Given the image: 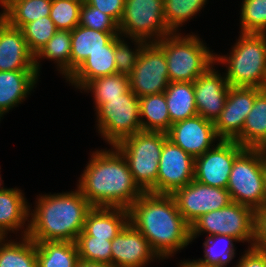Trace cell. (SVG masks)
I'll return each instance as SVG.
<instances>
[{"instance_id": "1", "label": "cell", "mask_w": 266, "mask_h": 267, "mask_svg": "<svg viewBox=\"0 0 266 267\" xmlns=\"http://www.w3.org/2000/svg\"><path fill=\"white\" fill-rule=\"evenodd\" d=\"M128 210L129 222L148 240L161 260L191 243L190 225L172 195L144 192Z\"/></svg>"}, {"instance_id": "2", "label": "cell", "mask_w": 266, "mask_h": 267, "mask_svg": "<svg viewBox=\"0 0 266 267\" xmlns=\"http://www.w3.org/2000/svg\"><path fill=\"white\" fill-rule=\"evenodd\" d=\"M78 181L77 189L93 207L129 209L144 193L115 146L93 151Z\"/></svg>"}, {"instance_id": "3", "label": "cell", "mask_w": 266, "mask_h": 267, "mask_svg": "<svg viewBox=\"0 0 266 267\" xmlns=\"http://www.w3.org/2000/svg\"><path fill=\"white\" fill-rule=\"evenodd\" d=\"M39 197V198H38ZM37 197L33 211L30 207L28 237L35 243L43 241L76 242L93 206L76 189Z\"/></svg>"}, {"instance_id": "4", "label": "cell", "mask_w": 266, "mask_h": 267, "mask_svg": "<svg viewBox=\"0 0 266 267\" xmlns=\"http://www.w3.org/2000/svg\"><path fill=\"white\" fill-rule=\"evenodd\" d=\"M231 49L227 56L215 54V63L227 68L229 86L266 89V34L240 32Z\"/></svg>"}, {"instance_id": "5", "label": "cell", "mask_w": 266, "mask_h": 267, "mask_svg": "<svg viewBox=\"0 0 266 267\" xmlns=\"http://www.w3.org/2000/svg\"><path fill=\"white\" fill-rule=\"evenodd\" d=\"M155 43L164 51L169 82H194L216 64L215 53L193 33H171Z\"/></svg>"}, {"instance_id": "6", "label": "cell", "mask_w": 266, "mask_h": 267, "mask_svg": "<svg viewBox=\"0 0 266 267\" xmlns=\"http://www.w3.org/2000/svg\"><path fill=\"white\" fill-rule=\"evenodd\" d=\"M226 189L232 202L255 211L266 206L265 151L245 148L234 160Z\"/></svg>"}, {"instance_id": "7", "label": "cell", "mask_w": 266, "mask_h": 267, "mask_svg": "<svg viewBox=\"0 0 266 267\" xmlns=\"http://www.w3.org/2000/svg\"><path fill=\"white\" fill-rule=\"evenodd\" d=\"M167 138V133L141 130L115 145L128 162L133 179L143 192H149L157 182L159 160Z\"/></svg>"}, {"instance_id": "8", "label": "cell", "mask_w": 266, "mask_h": 267, "mask_svg": "<svg viewBox=\"0 0 266 267\" xmlns=\"http://www.w3.org/2000/svg\"><path fill=\"white\" fill-rule=\"evenodd\" d=\"M256 211L248 206L231 202L219 210L200 216L190 225L191 242L201 234L209 236L227 235L239 242H255Z\"/></svg>"}, {"instance_id": "9", "label": "cell", "mask_w": 266, "mask_h": 267, "mask_svg": "<svg viewBox=\"0 0 266 267\" xmlns=\"http://www.w3.org/2000/svg\"><path fill=\"white\" fill-rule=\"evenodd\" d=\"M95 111L98 133L111 146L142 130L139 97L130 88L121 98L105 99Z\"/></svg>"}, {"instance_id": "10", "label": "cell", "mask_w": 266, "mask_h": 267, "mask_svg": "<svg viewBox=\"0 0 266 267\" xmlns=\"http://www.w3.org/2000/svg\"><path fill=\"white\" fill-rule=\"evenodd\" d=\"M118 25L122 37L139 38L147 43L172 33L164 19V0H125Z\"/></svg>"}, {"instance_id": "11", "label": "cell", "mask_w": 266, "mask_h": 267, "mask_svg": "<svg viewBox=\"0 0 266 267\" xmlns=\"http://www.w3.org/2000/svg\"><path fill=\"white\" fill-rule=\"evenodd\" d=\"M167 68L164 51L155 42L146 43L129 75L130 90L139 98L164 93L170 83Z\"/></svg>"}, {"instance_id": "12", "label": "cell", "mask_w": 266, "mask_h": 267, "mask_svg": "<svg viewBox=\"0 0 266 267\" xmlns=\"http://www.w3.org/2000/svg\"><path fill=\"white\" fill-rule=\"evenodd\" d=\"M194 167L195 158L167 138L159 160L157 182L149 192L172 195L194 179Z\"/></svg>"}, {"instance_id": "13", "label": "cell", "mask_w": 266, "mask_h": 267, "mask_svg": "<svg viewBox=\"0 0 266 267\" xmlns=\"http://www.w3.org/2000/svg\"><path fill=\"white\" fill-rule=\"evenodd\" d=\"M172 196L189 225L200 216L224 208L232 202L227 189L212 187L194 179L176 190Z\"/></svg>"}, {"instance_id": "14", "label": "cell", "mask_w": 266, "mask_h": 267, "mask_svg": "<svg viewBox=\"0 0 266 267\" xmlns=\"http://www.w3.org/2000/svg\"><path fill=\"white\" fill-rule=\"evenodd\" d=\"M244 149L235 140L218 141L214 147L195 158L194 180L226 189L234 160Z\"/></svg>"}, {"instance_id": "15", "label": "cell", "mask_w": 266, "mask_h": 267, "mask_svg": "<svg viewBox=\"0 0 266 267\" xmlns=\"http://www.w3.org/2000/svg\"><path fill=\"white\" fill-rule=\"evenodd\" d=\"M262 90L256 87L230 86L224 109L213 122L221 140H236L242 134V128L255 97Z\"/></svg>"}, {"instance_id": "16", "label": "cell", "mask_w": 266, "mask_h": 267, "mask_svg": "<svg viewBox=\"0 0 266 267\" xmlns=\"http://www.w3.org/2000/svg\"><path fill=\"white\" fill-rule=\"evenodd\" d=\"M167 137L193 158L201 156L215 146L213 143L221 140L213 121L199 115L173 123Z\"/></svg>"}, {"instance_id": "17", "label": "cell", "mask_w": 266, "mask_h": 267, "mask_svg": "<svg viewBox=\"0 0 266 267\" xmlns=\"http://www.w3.org/2000/svg\"><path fill=\"white\" fill-rule=\"evenodd\" d=\"M114 267H145L160 260L148 240L129 222L111 241Z\"/></svg>"}, {"instance_id": "18", "label": "cell", "mask_w": 266, "mask_h": 267, "mask_svg": "<svg viewBox=\"0 0 266 267\" xmlns=\"http://www.w3.org/2000/svg\"><path fill=\"white\" fill-rule=\"evenodd\" d=\"M193 87L197 114L214 122L224 109L230 88L224 73H219L212 65L193 82Z\"/></svg>"}, {"instance_id": "19", "label": "cell", "mask_w": 266, "mask_h": 267, "mask_svg": "<svg viewBox=\"0 0 266 267\" xmlns=\"http://www.w3.org/2000/svg\"><path fill=\"white\" fill-rule=\"evenodd\" d=\"M36 70L23 32L0 17V71Z\"/></svg>"}, {"instance_id": "20", "label": "cell", "mask_w": 266, "mask_h": 267, "mask_svg": "<svg viewBox=\"0 0 266 267\" xmlns=\"http://www.w3.org/2000/svg\"><path fill=\"white\" fill-rule=\"evenodd\" d=\"M30 206L24 193L18 188L0 190V236L7 237L8 232L21 231L22 237L29 232ZM27 221V224L25 223ZM26 224V225H25ZM24 226L26 228H24ZM25 230H24V229ZM11 231V232H10Z\"/></svg>"}, {"instance_id": "21", "label": "cell", "mask_w": 266, "mask_h": 267, "mask_svg": "<svg viewBox=\"0 0 266 267\" xmlns=\"http://www.w3.org/2000/svg\"><path fill=\"white\" fill-rule=\"evenodd\" d=\"M40 75L36 70L0 71V121L33 91Z\"/></svg>"}, {"instance_id": "22", "label": "cell", "mask_w": 266, "mask_h": 267, "mask_svg": "<svg viewBox=\"0 0 266 267\" xmlns=\"http://www.w3.org/2000/svg\"><path fill=\"white\" fill-rule=\"evenodd\" d=\"M129 223V210L120 207H93L78 236L107 238L112 241Z\"/></svg>"}, {"instance_id": "23", "label": "cell", "mask_w": 266, "mask_h": 267, "mask_svg": "<svg viewBox=\"0 0 266 267\" xmlns=\"http://www.w3.org/2000/svg\"><path fill=\"white\" fill-rule=\"evenodd\" d=\"M117 73L114 38L106 45V50L90 53L82 64L66 79L77 89H82L89 81Z\"/></svg>"}, {"instance_id": "24", "label": "cell", "mask_w": 266, "mask_h": 267, "mask_svg": "<svg viewBox=\"0 0 266 267\" xmlns=\"http://www.w3.org/2000/svg\"><path fill=\"white\" fill-rule=\"evenodd\" d=\"M119 32H102L81 25L71 31V74L82 62L97 50H106V45Z\"/></svg>"}, {"instance_id": "25", "label": "cell", "mask_w": 266, "mask_h": 267, "mask_svg": "<svg viewBox=\"0 0 266 267\" xmlns=\"http://www.w3.org/2000/svg\"><path fill=\"white\" fill-rule=\"evenodd\" d=\"M235 141L244 148L262 149L266 152V89L255 97L242 134Z\"/></svg>"}, {"instance_id": "26", "label": "cell", "mask_w": 266, "mask_h": 267, "mask_svg": "<svg viewBox=\"0 0 266 267\" xmlns=\"http://www.w3.org/2000/svg\"><path fill=\"white\" fill-rule=\"evenodd\" d=\"M0 17L10 26L21 29L25 24L49 16L52 0H3Z\"/></svg>"}, {"instance_id": "27", "label": "cell", "mask_w": 266, "mask_h": 267, "mask_svg": "<svg viewBox=\"0 0 266 267\" xmlns=\"http://www.w3.org/2000/svg\"><path fill=\"white\" fill-rule=\"evenodd\" d=\"M164 95L171 124L198 115L193 82H170Z\"/></svg>"}, {"instance_id": "28", "label": "cell", "mask_w": 266, "mask_h": 267, "mask_svg": "<svg viewBox=\"0 0 266 267\" xmlns=\"http://www.w3.org/2000/svg\"><path fill=\"white\" fill-rule=\"evenodd\" d=\"M48 59L57 64V69L66 79L71 75V31L57 30L54 36L35 56V68L40 73V59Z\"/></svg>"}, {"instance_id": "29", "label": "cell", "mask_w": 266, "mask_h": 267, "mask_svg": "<svg viewBox=\"0 0 266 267\" xmlns=\"http://www.w3.org/2000/svg\"><path fill=\"white\" fill-rule=\"evenodd\" d=\"M37 267H75L79 260L76 242L43 241L36 243Z\"/></svg>"}, {"instance_id": "30", "label": "cell", "mask_w": 266, "mask_h": 267, "mask_svg": "<svg viewBox=\"0 0 266 267\" xmlns=\"http://www.w3.org/2000/svg\"><path fill=\"white\" fill-rule=\"evenodd\" d=\"M143 131L167 133L172 126L164 93L139 98ZM145 118V119H144Z\"/></svg>"}, {"instance_id": "31", "label": "cell", "mask_w": 266, "mask_h": 267, "mask_svg": "<svg viewBox=\"0 0 266 267\" xmlns=\"http://www.w3.org/2000/svg\"><path fill=\"white\" fill-rule=\"evenodd\" d=\"M0 239V267H37L36 243L28 236L17 242Z\"/></svg>"}, {"instance_id": "32", "label": "cell", "mask_w": 266, "mask_h": 267, "mask_svg": "<svg viewBox=\"0 0 266 267\" xmlns=\"http://www.w3.org/2000/svg\"><path fill=\"white\" fill-rule=\"evenodd\" d=\"M129 88V76L116 73L97 77L89 81L81 90L92 93L96 110L105 103V99L121 98Z\"/></svg>"}, {"instance_id": "33", "label": "cell", "mask_w": 266, "mask_h": 267, "mask_svg": "<svg viewBox=\"0 0 266 267\" xmlns=\"http://www.w3.org/2000/svg\"><path fill=\"white\" fill-rule=\"evenodd\" d=\"M233 242L239 241L227 235L209 236L203 243L204 258L193 260L204 266L227 267L235 258L236 248Z\"/></svg>"}, {"instance_id": "34", "label": "cell", "mask_w": 266, "mask_h": 267, "mask_svg": "<svg viewBox=\"0 0 266 267\" xmlns=\"http://www.w3.org/2000/svg\"><path fill=\"white\" fill-rule=\"evenodd\" d=\"M208 0H164V19L172 33L179 32L192 16L202 10Z\"/></svg>"}, {"instance_id": "35", "label": "cell", "mask_w": 266, "mask_h": 267, "mask_svg": "<svg viewBox=\"0 0 266 267\" xmlns=\"http://www.w3.org/2000/svg\"><path fill=\"white\" fill-rule=\"evenodd\" d=\"M30 52L36 56L58 30L49 16L25 24L21 28Z\"/></svg>"}, {"instance_id": "36", "label": "cell", "mask_w": 266, "mask_h": 267, "mask_svg": "<svg viewBox=\"0 0 266 267\" xmlns=\"http://www.w3.org/2000/svg\"><path fill=\"white\" fill-rule=\"evenodd\" d=\"M241 33L266 34V0H242Z\"/></svg>"}, {"instance_id": "37", "label": "cell", "mask_w": 266, "mask_h": 267, "mask_svg": "<svg viewBox=\"0 0 266 267\" xmlns=\"http://www.w3.org/2000/svg\"><path fill=\"white\" fill-rule=\"evenodd\" d=\"M121 35L114 37V55L117 73L129 76L137 63L138 57L146 41L139 38H131L135 48H130L127 41Z\"/></svg>"}, {"instance_id": "38", "label": "cell", "mask_w": 266, "mask_h": 267, "mask_svg": "<svg viewBox=\"0 0 266 267\" xmlns=\"http://www.w3.org/2000/svg\"><path fill=\"white\" fill-rule=\"evenodd\" d=\"M83 0H52L49 17L58 30L72 31L79 25Z\"/></svg>"}, {"instance_id": "39", "label": "cell", "mask_w": 266, "mask_h": 267, "mask_svg": "<svg viewBox=\"0 0 266 267\" xmlns=\"http://www.w3.org/2000/svg\"><path fill=\"white\" fill-rule=\"evenodd\" d=\"M76 245L79 259L112 264L111 241L107 238L78 236Z\"/></svg>"}, {"instance_id": "40", "label": "cell", "mask_w": 266, "mask_h": 267, "mask_svg": "<svg viewBox=\"0 0 266 267\" xmlns=\"http://www.w3.org/2000/svg\"><path fill=\"white\" fill-rule=\"evenodd\" d=\"M79 25L102 32H119L118 23L108 14L82 2Z\"/></svg>"}, {"instance_id": "41", "label": "cell", "mask_w": 266, "mask_h": 267, "mask_svg": "<svg viewBox=\"0 0 266 267\" xmlns=\"http://www.w3.org/2000/svg\"><path fill=\"white\" fill-rule=\"evenodd\" d=\"M92 7L111 16L118 24L124 12L125 0H83Z\"/></svg>"}, {"instance_id": "42", "label": "cell", "mask_w": 266, "mask_h": 267, "mask_svg": "<svg viewBox=\"0 0 266 267\" xmlns=\"http://www.w3.org/2000/svg\"><path fill=\"white\" fill-rule=\"evenodd\" d=\"M253 247L266 253V206L256 210L255 242Z\"/></svg>"}, {"instance_id": "43", "label": "cell", "mask_w": 266, "mask_h": 267, "mask_svg": "<svg viewBox=\"0 0 266 267\" xmlns=\"http://www.w3.org/2000/svg\"><path fill=\"white\" fill-rule=\"evenodd\" d=\"M235 267H266V253L248 247Z\"/></svg>"}, {"instance_id": "44", "label": "cell", "mask_w": 266, "mask_h": 267, "mask_svg": "<svg viewBox=\"0 0 266 267\" xmlns=\"http://www.w3.org/2000/svg\"><path fill=\"white\" fill-rule=\"evenodd\" d=\"M75 267H114L112 264L105 262H92L79 259Z\"/></svg>"}, {"instance_id": "45", "label": "cell", "mask_w": 266, "mask_h": 267, "mask_svg": "<svg viewBox=\"0 0 266 267\" xmlns=\"http://www.w3.org/2000/svg\"><path fill=\"white\" fill-rule=\"evenodd\" d=\"M179 267H211V266H204L200 263H197L195 262L194 260H185V261H182L181 263H179Z\"/></svg>"}, {"instance_id": "46", "label": "cell", "mask_w": 266, "mask_h": 267, "mask_svg": "<svg viewBox=\"0 0 266 267\" xmlns=\"http://www.w3.org/2000/svg\"><path fill=\"white\" fill-rule=\"evenodd\" d=\"M1 183L4 184V183L2 182V178H1V174H0V190H2V189L5 188L4 186L2 187V184H1Z\"/></svg>"}]
</instances>
